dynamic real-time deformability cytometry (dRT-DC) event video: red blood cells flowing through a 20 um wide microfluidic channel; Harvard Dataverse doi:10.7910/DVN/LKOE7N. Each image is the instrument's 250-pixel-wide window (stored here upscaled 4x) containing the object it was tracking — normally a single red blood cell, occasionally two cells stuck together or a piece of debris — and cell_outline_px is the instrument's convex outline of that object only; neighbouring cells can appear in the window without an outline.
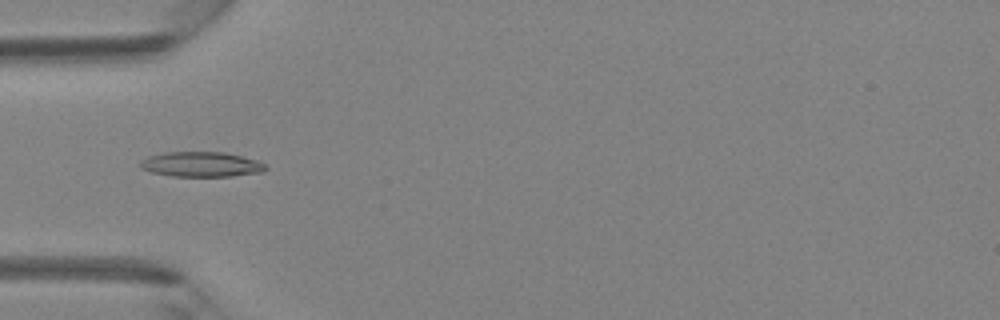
{"species": "Egyptian fruit bat (a non-hibernating species)", "species_latin": "Rousettus aegyptiacus", "temperature_condition": "room temperature", "stored_images_in_passage": 41, "camera_frame_rate_fps": 3000, "um_per_image_px": 0.085, "animal": {"sex": "female"}, "frame": {"image": 1, "passage_image": 13, "time_ms": 4.0, "image_size_px": [1000, 320], "cell_outline_px": [[268, 168], [264, 172], [232, 176], [172, 176], [152, 172], [140, 168], [140, 160], [148, 156], [164, 152], [224, 152], [256, 160], [264, 164]], "centroid_in_image_um": [17.09, 13.97], "position_along_channel_um": 67.9, "area_um2": 18.26}}
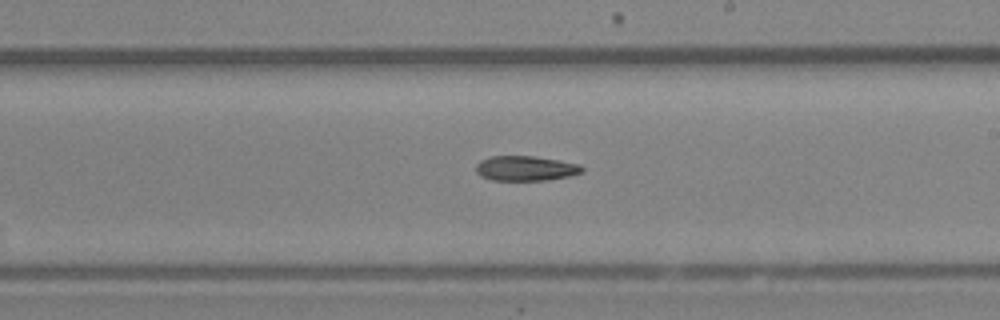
{"frame": {"image": 2, "passage_image": 24, "time_ms": 7.667, "image_size_px": [1000, 320], "cell_outline_px": [[584, 172], [568, 176], [548, 180], [492, 180], [480, 176], [476, 172], [476, 164], [480, 160], [492, 156], [532, 156], [560, 160], [580, 164], [584, 168]], "centroid_in_image_um": [44.68, 14.31], "position_along_channel_um": 244.3, "area_um2": 15.49}}
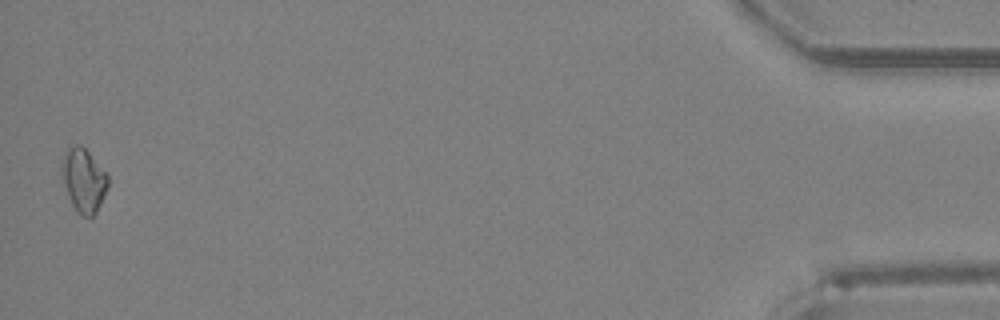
{"frame": {"image": 3, "passage_image": 41, "time_ms": 13.333, "image_size_px": [1000, 320], "cell_outline_px": [[108, 188], [96, 212], [92, 216], [80, 216], [76, 212], [68, 196], [60, 172], [60, 164], [64, 152], [72, 144], [80, 144], [108, 172]], "centroid_in_image_um": [7.1, 15.29], "position_along_channel_um": 428.1, "area_um2": 17.46}}